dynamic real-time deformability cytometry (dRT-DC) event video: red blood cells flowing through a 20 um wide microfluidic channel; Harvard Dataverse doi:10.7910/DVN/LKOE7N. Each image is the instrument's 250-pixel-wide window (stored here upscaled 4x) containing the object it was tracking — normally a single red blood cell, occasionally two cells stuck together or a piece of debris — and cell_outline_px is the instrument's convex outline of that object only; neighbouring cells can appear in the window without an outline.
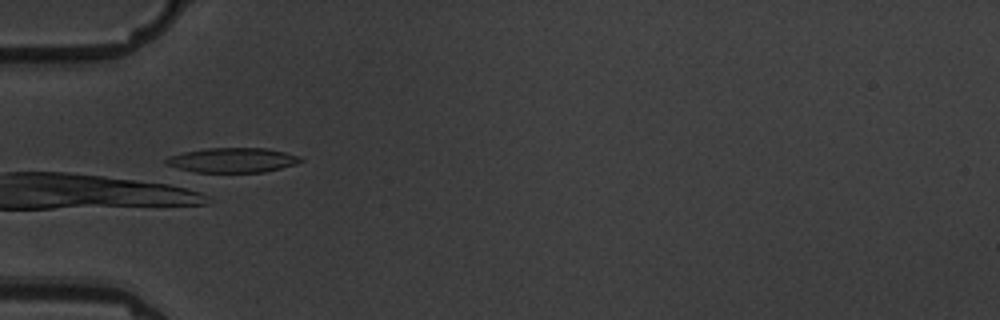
{"species": "common noctule bat (a hibernating species)", "species_latin": "Nyctalus noctula", "temperature_condition": "warm", "stored_images_in_passage": 5, "camera_frame_rate_fps": 3000, "um_per_image_px": 0.085, "animal": {"sex": "male", "body_mass_g": 19.5, "forearm_length_mm": 54.6}, "frame": {"image": 1, "passage_image": 5, "time_ms": 5.667, "image_size_px": [1000, 320], "cell_outline_px": [[304, 160], [296, 164], [264, 172], [196, 172], [164, 164], [164, 160], [168, 156], [184, 152], [208, 148], [268, 148], [300, 156]], "centroid_in_image_um": [19.77, 13.61], "position_along_channel_um": 65.2, "area_um2": 19.31}}